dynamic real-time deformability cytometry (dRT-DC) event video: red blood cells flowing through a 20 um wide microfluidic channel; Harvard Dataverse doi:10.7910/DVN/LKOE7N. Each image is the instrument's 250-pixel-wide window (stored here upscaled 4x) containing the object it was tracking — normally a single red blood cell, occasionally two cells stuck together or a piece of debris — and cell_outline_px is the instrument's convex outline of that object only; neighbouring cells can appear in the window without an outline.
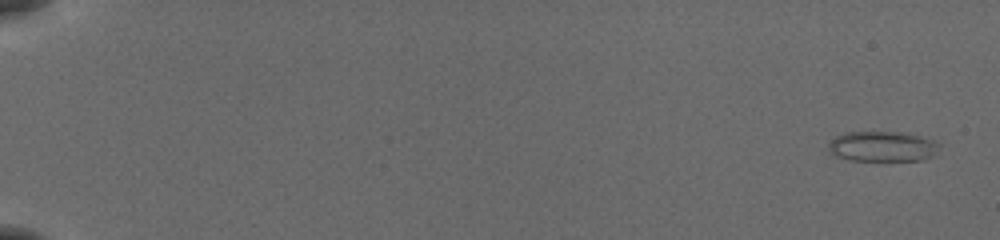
{"species": "common noctule bat (a hibernating species)", "species_latin": "Nyctalus noctula", "temperature_condition": "cold", "stored_images_in_passage": 11, "camera_frame_rate_fps": 3000, "um_per_image_px": 0.085, "animal": {"sex": "female", "body_mass_g": 19.5, "forearm_length_mm": 54.1}, "frame": {"image": 1, "passage_image": 1, "time_ms": 0.0, "image_size_px": [1000, 240], "cell_outline_px": [[940, 144], [932, 156], [924, 160], [848, 160], [836, 156], [828, 148], [828, 144], [836, 136], [844, 132], [908, 132], [932, 140]], "centroid_in_image_um": [75.0, 12.44], "position_along_channel_um": 10.0, "area_um2": 19.48}}
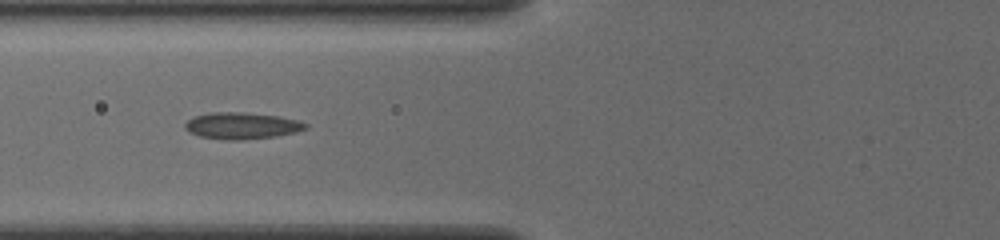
{"frame": {"image": 2, "passage_image": 9, "time_ms": 2.667, "image_size_px": [1000, 240], "cell_outline_px": [[308, 128], [296, 132], [276, 136], [240, 140], [228, 140], [200, 136], [188, 132], [184, 128], [184, 124], [188, 120], [196, 116], [208, 112], [244, 112], [280, 116], [296, 120], [308, 124]], "centroid_in_image_um": [20.55, 10.68], "position_along_channel_um": 105.3, "area_um2": 18.73}}
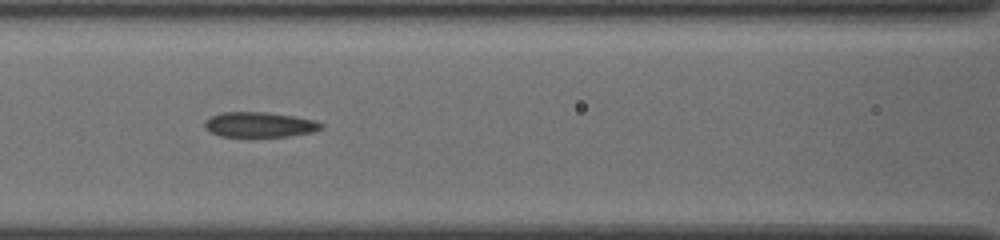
{"frame": {"image": 3, "passage_image": 10, "time_ms": 3.0, "image_size_px": [1000, 240], "cell_outline_px": [[324, 128], [312, 132], [292, 136], [220, 136], [208, 132], [204, 128], [204, 120], [212, 116], [224, 112], [264, 112], [296, 116], [316, 120], [324, 124]], "centroid_in_image_um": [22.08, 10.59], "position_along_channel_um": 144.5, "area_um2": 17.22}}